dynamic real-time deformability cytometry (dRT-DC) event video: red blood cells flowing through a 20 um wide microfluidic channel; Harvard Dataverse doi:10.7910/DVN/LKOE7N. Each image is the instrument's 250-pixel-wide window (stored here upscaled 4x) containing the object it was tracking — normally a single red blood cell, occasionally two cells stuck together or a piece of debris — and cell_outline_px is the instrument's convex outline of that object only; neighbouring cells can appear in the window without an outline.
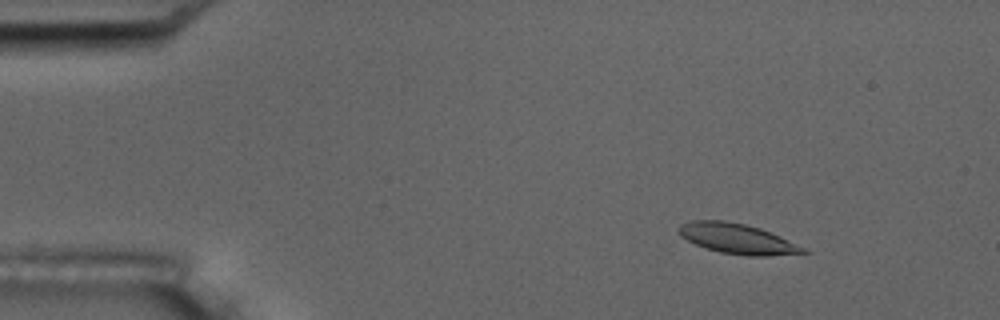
{"species": "common noctule bat (a hibernating species)", "species_latin": "Nyctalus noctula", "temperature_condition": "room temperature", "stored_images_in_passage": 6, "camera_frame_rate_fps": 3000, "um_per_image_px": 0.085, "animal": {"sex": "male", "body_mass_g": 17.5, "forearm_length_mm": 52.3}, "frame": {"image": 1, "passage_image": 3, "time_ms": 2.333, "image_size_px": [1000, 320], "cell_outline_px": [[808, 252], [768, 256], [748, 256], [720, 252], [696, 244], [680, 236], [676, 228], [680, 224], [692, 220], [724, 220], [744, 224], [760, 228], [804, 248]], "centroid_in_image_um": [62.59, 20.28], "position_along_channel_um": 22.4, "area_um2": 21.5}}